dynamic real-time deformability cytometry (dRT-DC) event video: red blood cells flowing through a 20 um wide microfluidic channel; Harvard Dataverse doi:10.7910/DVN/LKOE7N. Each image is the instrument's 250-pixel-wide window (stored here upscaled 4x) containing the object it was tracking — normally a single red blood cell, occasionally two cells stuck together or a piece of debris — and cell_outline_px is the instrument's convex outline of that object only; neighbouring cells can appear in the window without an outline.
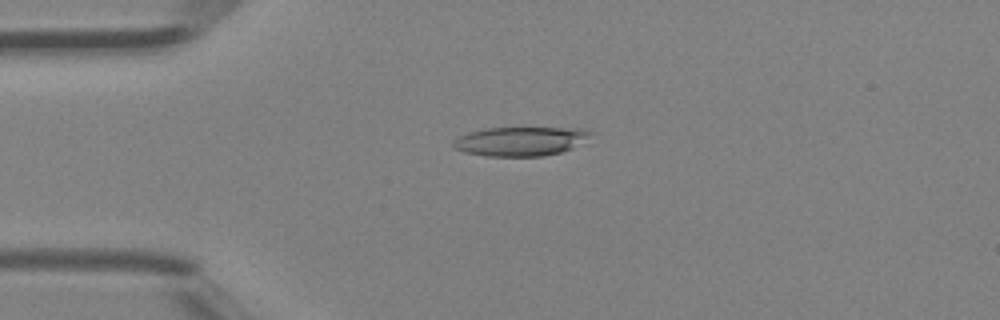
{"species": "Egyptian fruit bat (a non-hibernating species)", "species_latin": "Rousettus aegyptiacus", "temperature_condition": "room temperature", "stored_images_in_passage": 27, "camera_frame_rate_fps": 3000, "um_per_image_px": 0.085, "animal": {"sex": "female"}, "frame": {"image": 1, "passage_image": 2, "time_ms": 0.333, "image_size_px": [1000, 320], "cell_outline_px": [[592, 132], [572, 148], [560, 152], [544, 156], [484, 156], [464, 152], [456, 148], [452, 144], [452, 140], [468, 132], [484, 128], [580, 128]], "centroid_in_image_um": [44.15, 12.01], "position_along_channel_um": 40.8, "area_um2": 23.0}}
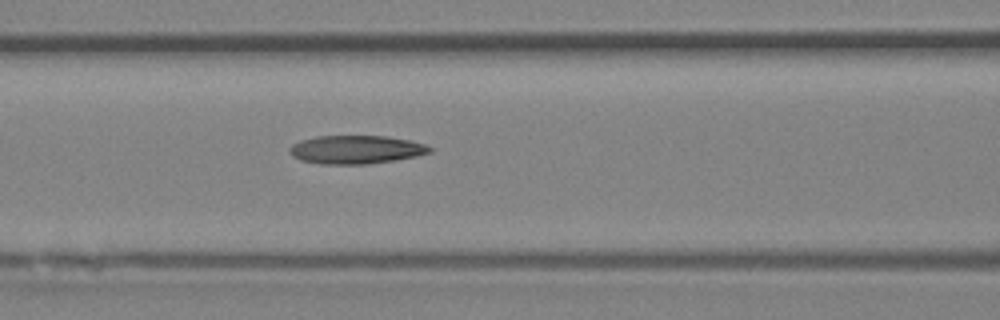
{"frame": {"image": 2, "passage_image": 10, "time_ms": 3.0, "image_size_px": [1000, 320], "cell_outline_px": [[432, 152], [416, 156], [396, 160], [368, 164], [320, 164], [300, 160], [292, 156], [288, 152], [288, 148], [292, 144], [300, 140], [316, 136], [384, 136], [408, 140], [424, 144], [432, 148]], "centroid_in_image_um": [30.21, 12.72], "position_along_channel_um": 136.4, "area_um2": 23.29}}
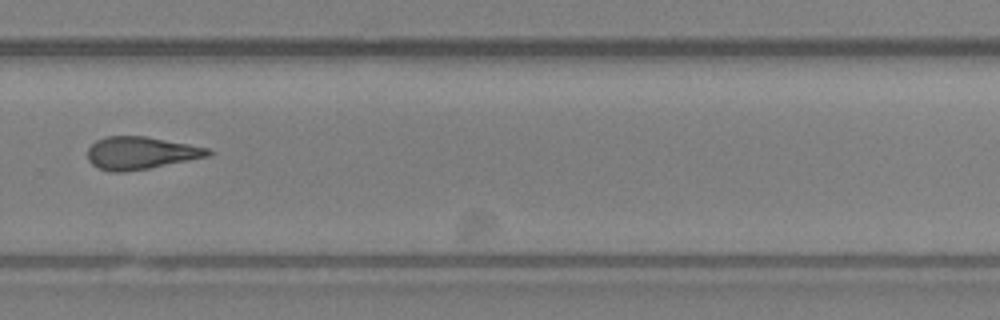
{"frame": {"image": 3, "passage_image": 22, "time_ms": 7.0, "image_size_px": [1000, 320], "cell_outline_px": [[212, 152], [208, 156], [148, 168], [124, 172], [112, 172], [100, 168], [92, 164], [88, 160], [88, 148], [96, 140], [104, 136], [144, 136], [188, 144], [208, 148]], "centroid_in_image_um": [11.91, 13.0], "position_along_channel_um": 317.9, "area_um2": 22.54}}